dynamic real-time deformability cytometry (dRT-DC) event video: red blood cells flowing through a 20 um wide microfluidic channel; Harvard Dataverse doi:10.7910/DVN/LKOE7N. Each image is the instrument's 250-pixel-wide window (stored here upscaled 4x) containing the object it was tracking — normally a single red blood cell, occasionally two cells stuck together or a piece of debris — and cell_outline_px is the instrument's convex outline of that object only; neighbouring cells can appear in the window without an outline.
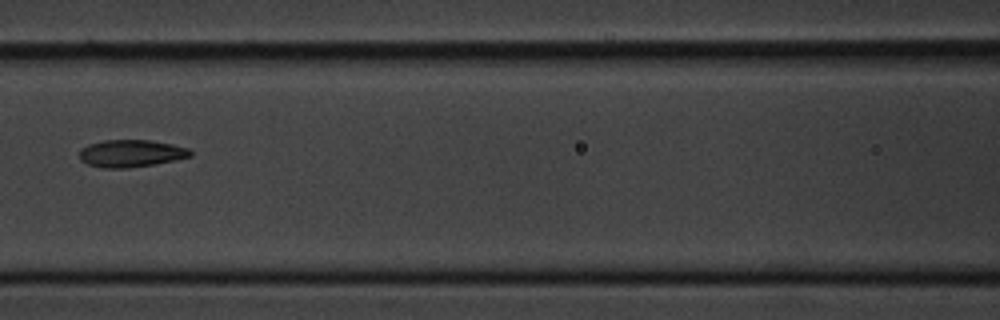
{"species": "common noctule bat (a hibernating species)", "species_latin": "Nyctalus noctula", "temperature_condition": "cold", "stored_images_in_passage": 9, "camera_frame_rate_fps": 3000, "um_per_image_px": 0.085, "animal": {"sex": "male", "body_mass_g": 20.1, "forearm_length_mm": 53.5}, "frame": {"image": 1, "passage_image": 6, "time_ms": 7.0, "image_size_px": [1000, 320], "cell_outline_px": [[192, 156], [176, 160], [128, 168], [104, 168], [88, 164], [80, 160], [80, 148], [88, 144], [104, 140], [148, 140], [172, 144], [188, 148], [192, 152]], "centroid_in_image_um": [11.13, 13.03], "position_along_channel_um": 155.5, "area_um2": 17.63}}
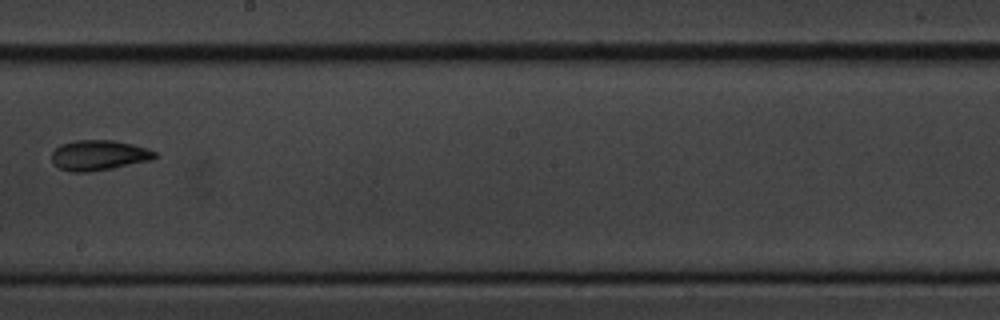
{"frame": {"image": 2, "passage_image": 8, "time_ms": 9.333, "image_size_px": [1000, 320], "cell_outline_px": [[156, 156], [152, 160], [112, 168], [88, 172], [72, 172], [56, 168], [52, 160], [52, 152], [60, 144], [76, 140], [112, 140], [132, 144], [148, 148], [156, 152]], "centroid_in_image_um": [8.38, 13.2], "position_along_channel_um": 239.8, "area_um2": 18.26}}
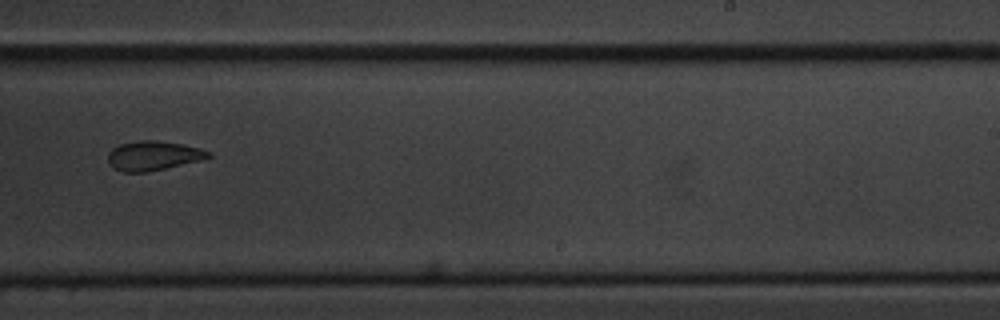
{"frame": {"image": 3, "passage_image": 9, "time_ms": 10.333, "image_size_px": [1000, 320], "cell_outline_px": [[212, 156], [200, 160], [148, 172], [124, 172], [108, 164], [108, 152], [112, 148], [120, 144], [140, 140], [156, 140], [180, 144], [200, 148], [212, 152]], "centroid_in_image_um": [13.02, 13.23], "position_along_channel_um": 276.0, "area_um2": 17.11}}